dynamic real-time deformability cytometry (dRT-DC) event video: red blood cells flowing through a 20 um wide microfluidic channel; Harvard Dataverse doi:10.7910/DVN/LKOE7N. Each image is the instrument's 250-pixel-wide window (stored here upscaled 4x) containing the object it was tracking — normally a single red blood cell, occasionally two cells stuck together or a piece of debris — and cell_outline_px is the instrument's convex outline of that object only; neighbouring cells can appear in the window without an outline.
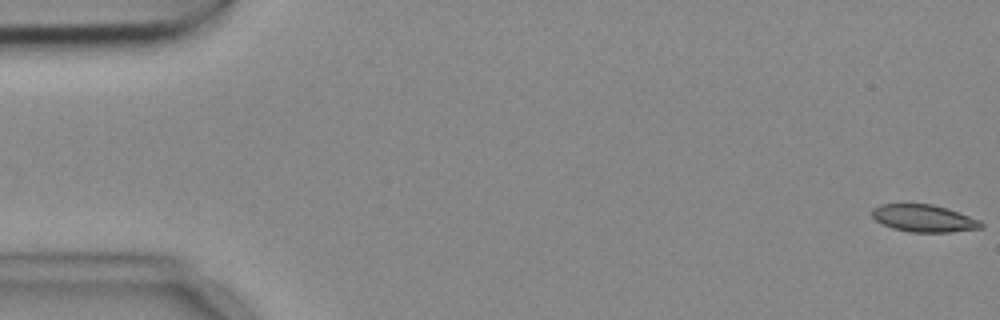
{"species": "common noctule bat (a hibernating species)", "species_latin": "Nyctalus noctula", "temperature_condition": "cold", "stored_images_in_passage": 5, "segment_of_instrument_passage": [1, 2], "camera_frame_rate_fps": 3000, "um_per_image_px": 0.085, "animal": {"sex": "female", "body_mass_g": 18.4}, "frame": {"image": 1, "passage_image": 1, "time_ms": 0.0, "image_size_px": [1000, 320], "cell_outline_px": [[984, 228], [952, 232], [908, 232], [892, 228], [876, 220], [872, 216], [872, 208], [880, 204], [932, 204], [948, 208], [980, 220], [984, 224]], "centroid_in_image_um": [78.56, 18.56], "position_along_channel_um": 6.4, "area_um2": 17.46}}
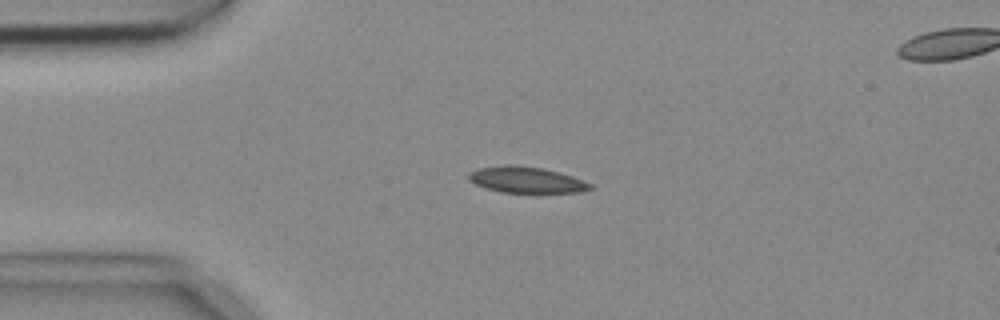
{"frame": {"image": 2, "passage_image": 4, "time_ms": 1.0, "image_size_px": [1000, 320], "cell_outline_px": [[592, 188], [580, 192], [500, 192], [476, 184], [468, 180], [468, 172], [480, 168], [508, 164], [512, 164], [544, 168], [572, 176], [592, 184]], "centroid_in_image_um": [44.72, 15.27], "position_along_channel_um": 40.3, "area_um2": 18.32}}